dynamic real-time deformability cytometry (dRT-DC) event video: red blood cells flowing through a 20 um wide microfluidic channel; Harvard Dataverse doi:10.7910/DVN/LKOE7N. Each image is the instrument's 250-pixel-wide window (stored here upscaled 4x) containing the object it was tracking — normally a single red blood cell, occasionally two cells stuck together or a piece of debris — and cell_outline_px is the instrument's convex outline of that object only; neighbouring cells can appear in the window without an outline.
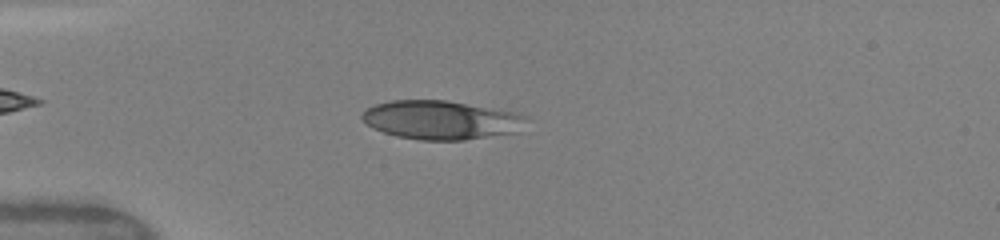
{"species": "human", "species_latin": "Homo sapiens", "temperature_condition": "warm", "stored_images_in_passage": 48, "camera_frame_rate_fps": 3000, "um_per_image_px": 0.085, "donor": {"sex": "female"}, "frame": {"image": 1, "passage_image": 10, "time_ms": 2.667, "image_size_px": [1000, 240], "cell_outline_px": [[528, 116], [516, 132], [464, 140], [420, 140], [396, 136], [372, 128], [360, 116], [368, 108], [376, 104], [392, 100], [444, 100], [516, 112]], "centroid_in_image_um": [37.47, 10.2], "position_along_channel_um": 47.5, "area_um2": 36.76}}
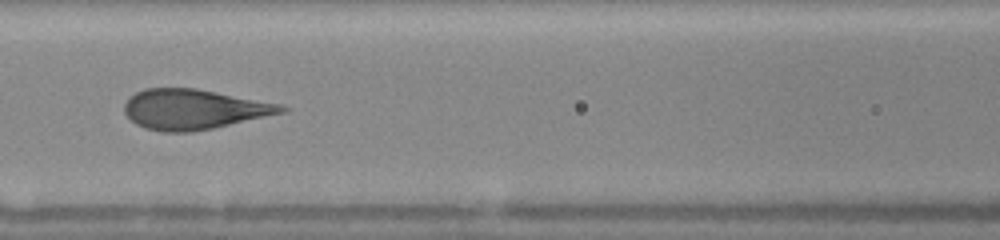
{"frame": {"image": 2, "passage_image": 20, "time_ms": 5.667, "image_size_px": [1000, 240], "cell_outline_px": [[292, 108], [284, 112], [212, 128], [192, 132], [164, 132], [144, 128], [136, 124], [124, 112], [124, 104], [128, 96], [144, 88], [196, 88], [280, 104]], "centroid_in_image_um": [16.43, 9.28], "position_along_channel_um": 150.2, "area_um2": 36.53}}
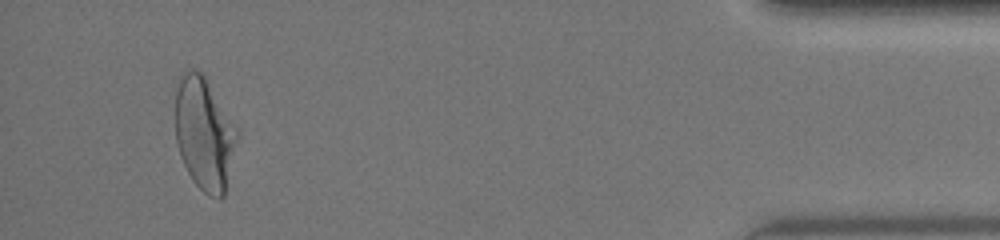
{"frame": {"image": 3, "passage_image": 46, "time_ms": 13.667, "image_size_px": [1000, 240], "cell_outline_px": [[240, 136], [224, 196], [220, 200], [208, 196], [192, 180], [180, 156], [176, 140], [176, 76], [184, 68], [192, 68], [200, 72], [204, 76], [240, 132]], "centroid_in_image_um": [17.37, 11.35], "position_along_channel_um": 417.8, "area_um2": 41.33}, "authors_computed_cell_mechanics": {"area_um2": 37.3388, "velocity_mm_per_s": 4.106, "shape_relaxation_time_tau1_ms": 4.5572, "shape_relaxation_time_tau2_ms": null, "deformation_change_tau1": 0.1986, "deformation_change_tau2": null}}